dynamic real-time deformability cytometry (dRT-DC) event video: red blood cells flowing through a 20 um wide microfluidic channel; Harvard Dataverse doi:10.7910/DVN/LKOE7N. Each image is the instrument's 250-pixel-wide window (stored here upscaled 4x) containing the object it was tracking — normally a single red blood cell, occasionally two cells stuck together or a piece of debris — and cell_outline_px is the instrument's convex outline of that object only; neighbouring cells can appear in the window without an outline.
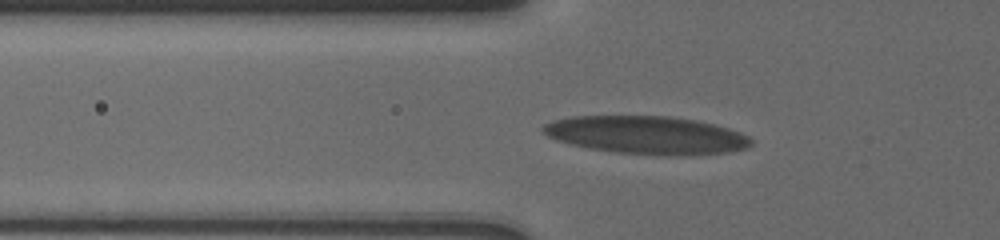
{"species": "human", "species_latin": "Homo sapiens", "temperature_condition": "cold", "stored_images_in_passage": 26, "camera_frame_rate_fps": 3000, "um_per_image_px": 0.085, "donor": {"sex": "male"}, "frame": {"image": 1, "passage_image": 3, "time_ms": 0.333, "image_size_px": [1000, 240], "cell_outline_px": [[752, 144], [748, 148], [728, 152], [688, 156], [664, 156], [616, 152], [588, 148], [556, 140], [548, 136], [540, 128], [544, 124], [552, 120], [572, 116], [668, 116], [696, 120], [728, 128], [740, 132], [748, 136], [752, 140]], "centroid_in_image_um": [54.97, 11.49], "position_along_channel_um": 70.8, "area_um2": 46.36}}
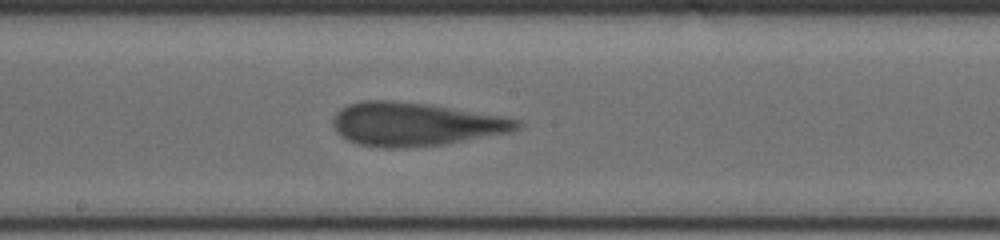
{"frame": {"image": 2, "passage_image": 12, "time_ms": 4.333, "image_size_px": [1000, 240], "cell_outline_px": [[524, 124], [520, 128], [512, 132], [444, 144], [400, 148], [384, 148], [356, 144], [340, 136], [336, 132], [332, 124], [332, 116], [340, 108], [348, 104], [360, 100], [392, 100], [432, 104], [504, 116], [520, 120]], "centroid_in_image_um": [35.29, 10.54], "position_along_channel_um": 212.9, "area_um2": 47.34}}
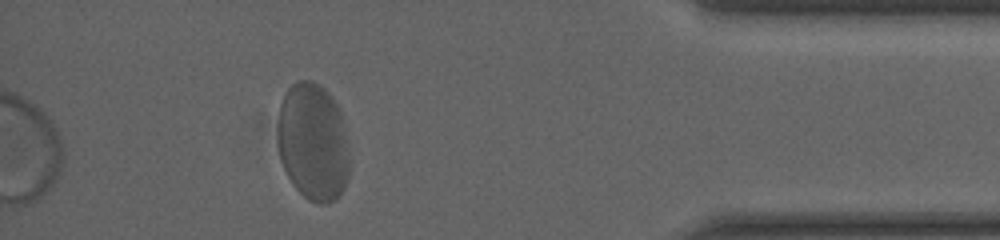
{"frame": {"image": 3, "passage_image": 26, "time_ms": 10.667, "image_size_px": [1000, 240], "cell_outline_px": [[348, 180], [340, 196], [336, 200], [328, 204], [320, 204], [308, 200], [292, 184], [284, 168], [280, 156], [276, 140], [276, 136], [280, 104], [288, 88], [292, 84], [300, 80], [312, 80], [324, 88], [332, 96], [340, 112], [344, 136], [348, 164]], "centroid_in_image_um": [26.57, 12.09], "position_along_channel_um": 408.6, "area_um2": 49.19}, "authors_computed_cell_mechanics": {"area_um2": 46.3267, "velocity_mm_per_s": 3.6288, "shape_relaxation_time_tau1_ms": 7.6213, "shape_relaxation_time_tau2_ms": null, "deformation_change_tau1": 0.2183, "deformation_change_tau2": null}}